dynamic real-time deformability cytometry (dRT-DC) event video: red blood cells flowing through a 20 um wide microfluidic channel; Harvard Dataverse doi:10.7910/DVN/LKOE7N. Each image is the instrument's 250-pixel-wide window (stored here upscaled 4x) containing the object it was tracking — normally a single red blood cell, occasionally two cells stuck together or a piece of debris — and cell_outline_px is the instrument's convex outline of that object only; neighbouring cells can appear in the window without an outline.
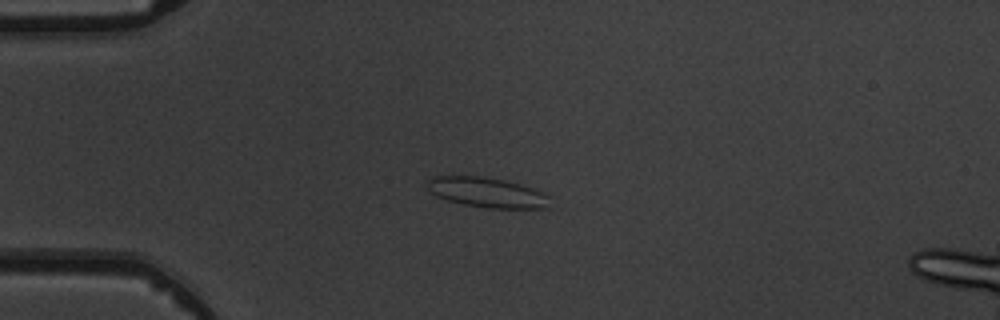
{"species": "common noctule bat (a hibernating species)", "species_latin": "Nyctalus noctula", "temperature_condition": "warm", "stored_images_in_passage": 5, "camera_frame_rate_fps": 3000, "um_per_image_px": 0.085, "animal": {"sex": "male", "body_mass_g": 19.5, "forearm_length_mm": 54.6}, "frame": {"image": 1, "passage_image": 3, "time_ms": 3.333, "image_size_px": [1000, 320], "cell_outline_px": [[548, 208], [488, 208], [464, 204], [448, 200], [436, 196], [428, 188], [428, 180], [432, 176], [484, 176], [504, 180], [520, 184], [532, 188], [548, 196]], "centroid_in_image_um": [41.37, 16.35], "position_along_channel_um": 43.6, "area_um2": 21.15}}
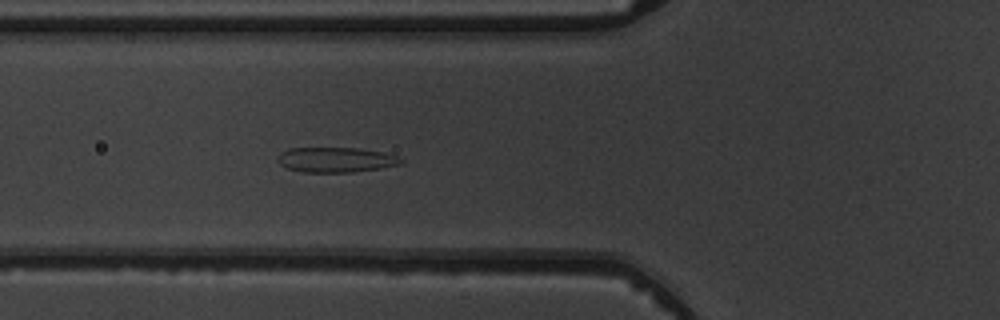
{"frame": {"image": 2, "passage_image": 5, "time_ms": 5.333, "image_size_px": [1000, 320], "cell_outline_px": [[404, 160], [400, 164], [380, 168], [352, 172], [304, 172], [288, 168], [280, 164], [276, 160], [280, 152], [288, 148], [360, 148], [384, 152], [396, 156]], "centroid_in_image_um": [28.53, 13.57], "position_along_channel_um": 97.3, "area_um2": 17.98}}